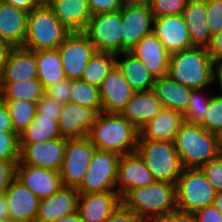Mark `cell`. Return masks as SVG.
<instances>
[{"label":"cell","mask_w":222,"mask_h":222,"mask_svg":"<svg viewBox=\"0 0 222 222\" xmlns=\"http://www.w3.org/2000/svg\"><path fill=\"white\" fill-rule=\"evenodd\" d=\"M140 131L119 113L100 112L88 137L97 150L125 155L137 150Z\"/></svg>","instance_id":"1"},{"label":"cell","mask_w":222,"mask_h":222,"mask_svg":"<svg viewBox=\"0 0 222 222\" xmlns=\"http://www.w3.org/2000/svg\"><path fill=\"white\" fill-rule=\"evenodd\" d=\"M121 203L141 221L157 222L176 209V184L154 181L127 191L121 197Z\"/></svg>","instance_id":"2"},{"label":"cell","mask_w":222,"mask_h":222,"mask_svg":"<svg viewBox=\"0 0 222 222\" xmlns=\"http://www.w3.org/2000/svg\"><path fill=\"white\" fill-rule=\"evenodd\" d=\"M183 168H200L221 153L218 134L199 123L183 121L174 139Z\"/></svg>","instance_id":"3"},{"label":"cell","mask_w":222,"mask_h":222,"mask_svg":"<svg viewBox=\"0 0 222 222\" xmlns=\"http://www.w3.org/2000/svg\"><path fill=\"white\" fill-rule=\"evenodd\" d=\"M213 61L206 47H192L170 55L168 76L192 89L212 84Z\"/></svg>","instance_id":"4"},{"label":"cell","mask_w":222,"mask_h":222,"mask_svg":"<svg viewBox=\"0 0 222 222\" xmlns=\"http://www.w3.org/2000/svg\"><path fill=\"white\" fill-rule=\"evenodd\" d=\"M70 33L49 6H38L28 14L22 47L31 51L56 49Z\"/></svg>","instance_id":"5"},{"label":"cell","mask_w":222,"mask_h":222,"mask_svg":"<svg viewBox=\"0 0 222 222\" xmlns=\"http://www.w3.org/2000/svg\"><path fill=\"white\" fill-rule=\"evenodd\" d=\"M136 151L155 181L176 184L184 168L174 142L138 139Z\"/></svg>","instance_id":"6"},{"label":"cell","mask_w":222,"mask_h":222,"mask_svg":"<svg viewBox=\"0 0 222 222\" xmlns=\"http://www.w3.org/2000/svg\"><path fill=\"white\" fill-rule=\"evenodd\" d=\"M216 191L200 168H184L176 182V209L194 213L214 203Z\"/></svg>","instance_id":"7"},{"label":"cell","mask_w":222,"mask_h":222,"mask_svg":"<svg viewBox=\"0 0 222 222\" xmlns=\"http://www.w3.org/2000/svg\"><path fill=\"white\" fill-rule=\"evenodd\" d=\"M119 160L120 155L115 152L95 149L82 182L76 189L78 193L117 191Z\"/></svg>","instance_id":"8"},{"label":"cell","mask_w":222,"mask_h":222,"mask_svg":"<svg viewBox=\"0 0 222 222\" xmlns=\"http://www.w3.org/2000/svg\"><path fill=\"white\" fill-rule=\"evenodd\" d=\"M95 149L88 136L67 139L65 156L59 170L64 187L77 189L80 186Z\"/></svg>","instance_id":"9"},{"label":"cell","mask_w":222,"mask_h":222,"mask_svg":"<svg viewBox=\"0 0 222 222\" xmlns=\"http://www.w3.org/2000/svg\"><path fill=\"white\" fill-rule=\"evenodd\" d=\"M121 9L92 15L84 33L96 51L122 53Z\"/></svg>","instance_id":"10"},{"label":"cell","mask_w":222,"mask_h":222,"mask_svg":"<svg viewBox=\"0 0 222 222\" xmlns=\"http://www.w3.org/2000/svg\"><path fill=\"white\" fill-rule=\"evenodd\" d=\"M65 77L81 79L90 57L96 51L84 32H71L58 47Z\"/></svg>","instance_id":"11"},{"label":"cell","mask_w":222,"mask_h":222,"mask_svg":"<svg viewBox=\"0 0 222 222\" xmlns=\"http://www.w3.org/2000/svg\"><path fill=\"white\" fill-rule=\"evenodd\" d=\"M122 53L130 51L153 32L154 15L148 4H124L121 8Z\"/></svg>","instance_id":"12"},{"label":"cell","mask_w":222,"mask_h":222,"mask_svg":"<svg viewBox=\"0 0 222 222\" xmlns=\"http://www.w3.org/2000/svg\"><path fill=\"white\" fill-rule=\"evenodd\" d=\"M67 139L60 137L42 143L19 144L20 162L25 165L58 171L61 168Z\"/></svg>","instance_id":"13"},{"label":"cell","mask_w":222,"mask_h":222,"mask_svg":"<svg viewBox=\"0 0 222 222\" xmlns=\"http://www.w3.org/2000/svg\"><path fill=\"white\" fill-rule=\"evenodd\" d=\"M153 33L170 55L194 47L182 14L154 17Z\"/></svg>","instance_id":"14"},{"label":"cell","mask_w":222,"mask_h":222,"mask_svg":"<svg viewBox=\"0 0 222 222\" xmlns=\"http://www.w3.org/2000/svg\"><path fill=\"white\" fill-rule=\"evenodd\" d=\"M102 108H89L68 102L61 107L58 118L60 134L64 138L88 136Z\"/></svg>","instance_id":"15"},{"label":"cell","mask_w":222,"mask_h":222,"mask_svg":"<svg viewBox=\"0 0 222 222\" xmlns=\"http://www.w3.org/2000/svg\"><path fill=\"white\" fill-rule=\"evenodd\" d=\"M40 200L56 193L63 185L58 171L22 164L16 165V177Z\"/></svg>","instance_id":"16"},{"label":"cell","mask_w":222,"mask_h":222,"mask_svg":"<svg viewBox=\"0 0 222 222\" xmlns=\"http://www.w3.org/2000/svg\"><path fill=\"white\" fill-rule=\"evenodd\" d=\"M101 108L104 113H121L126 103L131 99L134 90L127 83L116 65L99 87Z\"/></svg>","instance_id":"17"},{"label":"cell","mask_w":222,"mask_h":222,"mask_svg":"<svg viewBox=\"0 0 222 222\" xmlns=\"http://www.w3.org/2000/svg\"><path fill=\"white\" fill-rule=\"evenodd\" d=\"M150 170L137 151L120 155L117 174V193L122 197L127 191L153 183Z\"/></svg>","instance_id":"18"},{"label":"cell","mask_w":222,"mask_h":222,"mask_svg":"<svg viewBox=\"0 0 222 222\" xmlns=\"http://www.w3.org/2000/svg\"><path fill=\"white\" fill-rule=\"evenodd\" d=\"M10 222H35L40 199L16 178L4 193Z\"/></svg>","instance_id":"19"},{"label":"cell","mask_w":222,"mask_h":222,"mask_svg":"<svg viewBox=\"0 0 222 222\" xmlns=\"http://www.w3.org/2000/svg\"><path fill=\"white\" fill-rule=\"evenodd\" d=\"M120 203L117 191L79 194L77 212L83 222H105Z\"/></svg>","instance_id":"20"},{"label":"cell","mask_w":222,"mask_h":222,"mask_svg":"<svg viewBox=\"0 0 222 222\" xmlns=\"http://www.w3.org/2000/svg\"><path fill=\"white\" fill-rule=\"evenodd\" d=\"M130 52L149 69L155 78L168 75L170 54L153 32L144 36Z\"/></svg>","instance_id":"21"},{"label":"cell","mask_w":222,"mask_h":222,"mask_svg":"<svg viewBox=\"0 0 222 222\" xmlns=\"http://www.w3.org/2000/svg\"><path fill=\"white\" fill-rule=\"evenodd\" d=\"M79 193L75 188L62 186L56 193L39 201L35 222H53L77 212Z\"/></svg>","instance_id":"22"},{"label":"cell","mask_w":222,"mask_h":222,"mask_svg":"<svg viewBox=\"0 0 222 222\" xmlns=\"http://www.w3.org/2000/svg\"><path fill=\"white\" fill-rule=\"evenodd\" d=\"M163 106L153 89L134 91L126 103L121 115L132 123L138 130L154 118Z\"/></svg>","instance_id":"23"},{"label":"cell","mask_w":222,"mask_h":222,"mask_svg":"<svg viewBox=\"0 0 222 222\" xmlns=\"http://www.w3.org/2000/svg\"><path fill=\"white\" fill-rule=\"evenodd\" d=\"M37 78L36 51L14 47L0 74V83H13Z\"/></svg>","instance_id":"24"},{"label":"cell","mask_w":222,"mask_h":222,"mask_svg":"<svg viewBox=\"0 0 222 222\" xmlns=\"http://www.w3.org/2000/svg\"><path fill=\"white\" fill-rule=\"evenodd\" d=\"M49 7L70 32H84L92 17L88 0H51Z\"/></svg>","instance_id":"25"},{"label":"cell","mask_w":222,"mask_h":222,"mask_svg":"<svg viewBox=\"0 0 222 222\" xmlns=\"http://www.w3.org/2000/svg\"><path fill=\"white\" fill-rule=\"evenodd\" d=\"M28 14L0 0V38L13 47H22L26 38Z\"/></svg>","instance_id":"26"},{"label":"cell","mask_w":222,"mask_h":222,"mask_svg":"<svg viewBox=\"0 0 222 222\" xmlns=\"http://www.w3.org/2000/svg\"><path fill=\"white\" fill-rule=\"evenodd\" d=\"M183 121V114L179 111L163 107L154 118L139 130L138 139L174 142Z\"/></svg>","instance_id":"27"},{"label":"cell","mask_w":222,"mask_h":222,"mask_svg":"<svg viewBox=\"0 0 222 222\" xmlns=\"http://www.w3.org/2000/svg\"><path fill=\"white\" fill-rule=\"evenodd\" d=\"M182 15L189 31L192 45L207 47L212 35L207 25L206 0H188Z\"/></svg>","instance_id":"28"},{"label":"cell","mask_w":222,"mask_h":222,"mask_svg":"<svg viewBox=\"0 0 222 222\" xmlns=\"http://www.w3.org/2000/svg\"><path fill=\"white\" fill-rule=\"evenodd\" d=\"M121 56L123 60H119ZM115 65L134 91L153 89L156 78L130 51L116 54Z\"/></svg>","instance_id":"29"},{"label":"cell","mask_w":222,"mask_h":222,"mask_svg":"<svg viewBox=\"0 0 222 222\" xmlns=\"http://www.w3.org/2000/svg\"><path fill=\"white\" fill-rule=\"evenodd\" d=\"M153 90L163 107L183 114L188 107L193 89L180 84L167 75L155 79Z\"/></svg>","instance_id":"30"},{"label":"cell","mask_w":222,"mask_h":222,"mask_svg":"<svg viewBox=\"0 0 222 222\" xmlns=\"http://www.w3.org/2000/svg\"><path fill=\"white\" fill-rule=\"evenodd\" d=\"M36 63L37 79L44 89L66 78L58 48L36 51Z\"/></svg>","instance_id":"31"},{"label":"cell","mask_w":222,"mask_h":222,"mask_svg":"<svg viewBox=\"0 0 222 222\" xmlns=\"http://www.w3.org/2000/svg\"><path fill=\"white\" fill-rule=\"evenodd\" d=\"M60 137L58 121L36 113L28 127L19 134V144L42 143Z\"/></svg>","instance_id":"32"},{"label":"cell","mask_w":222,"mask_h":222,"mask_svg":"<svg viewBox=\"0 0 222 222\" xmlns=\"http://www.w3.org/2000/svg\"><path fill=\"white\" fill-rule=\"evenodd\" d=\"M45 94L43 85L37 78L0 83V98L2 100H27L37 102Z\"/></svg>","instance_id":"33"},{"label":"cell","mask_w":222,"mask_h":222,"mask_svg":"<svg viewBox=\"0 0 222 222\" xmlns=\"http://www.w3.org/2000/svg\"><path fill=\"white\" fill-rule=\"evenodd\" d=\"M115 60L116 54L114 53L95 51L90 57L81 79L99 88L104 78L115 65Z\"/></svg>","instance_id":"34"},{"label":"cell","mask_w":222,"mask_h":222,"mask_svg":"<svg viewBox=\"0 0 222 222\" xmlns=\"http://www.w3.org/2000/svg\"><path fill=\"white\" fill-rule=\"evenodd\" d=\"M5 101L14 131L19 135L34 119L37 113L36 102L27 100H3Z\"/></svg>","instance_id":"35"},{"label":"cell","mask_w":222,"mask_h":222,"mask_svg":"<svg viewBox=\"0 0 222 222\" xmlns=\"http://www.w3.org/2000/svg\"><path fill=\"white\" fill-rule=\"evenodd\" d=\"M69 94L71 103L89 108H101L99 88L82 79L71 80Z\"/></svg>","instance_id":"36"},{"label":"cell","mask_w":222,"mask_h":222,"mask_svg":"<svg viewBox=\"0 0 222 222\" xmlns=\"http://www.w3.org/2000/svg\"><path fill=\"white\" fill-rule=\"evenodd\" d=\"M202 90L203 89L192 90L188 107L183 113L184 121L200 123L204 119L212 96L205 95V93H202Z\"/></svg>","instance_id":"37"},{"label":"cell","mask_w":222,"mask_h":222,"mask_svg":"<svg viewBox=\"0 0 222 222\" xmlns=\"http://www.w3.org/2000/svg\"><path fill=\"white\" fill-rule=\"evenodd\" d=\"M207 131L219 134L222 130V95H213L205 113L199 123Z\"/></svg>","instance_id":"38"},{"label":"cell","mask_w":222,"mask_h":222,"mask_svg":"<svg viewBox=\"0 0 222 222\" xmlns=\"http://www.w3.org/2000/svg\"><path fill=\"white\" fill-rule=\"evenodd\" d=\"M0 160H20L19 135L15 131H0Z\"/></svg>","instance_id":"39"},{"label":"cell","mask_w":222,"mask_h":222,"mask_svg":"<svg viewBox=\"0 0 222 222\" xmlns=\"http://www.w3.org/2000/svg\"><path fill=\"white\" fill-rule=\"evenodd\" d=\"M188 0H150L149 8L154 17L179 15L183 13Z\"/></svg>","instance_id":"40"},{"label":"cell","mask_w":222,"mask_h":222,"mask_svg":"<svg viewBox=\"0 0 222 222\" xmlns=\"http://www.w3.org/2000/svg\"><path fill=\"white\" fill-rule=\"evenodd\" d=\"M216 193L222 192V153L200 167Z\"/></svg>","instance_id":"41"},{"label":"cell","mask_w":222,"mask_h":222,"mask_svg":"<svg viewBox=\"0 0 222 222\" xmlns=\"http://www.w3.org/2000/svg\"><path fill=\"white\" fill-rule=\"evenodd\" d=\"M207 25L211 35L222 30V0H206Z\"/></svg>","instance_id":"42"},{"label":"cell","mask_w":222,"mask_h":222,"mask_svg":"<svg viewBox=\"0 0 222 222\" xmlns=\"http://www.w3.org/2000/svg\"><path fill=\"white\" fill-rule=\"evenodd\" d=\"M71 89V79L65 78L57 82L56 84L50 85L45 89V94L57 101L61 105L69 102Z\"/></svg>","instance_id":"43"},{"label":"cell","mask_w":222,"mask_h":222,"mask_svg":"<svg viewBox=\"0 0 222 222\" xmlns=\"http://www.w3.org/2000/svg\"><path fill=\"white\" fill-rule=\"evenodd\" d=\"M37 114H43L44 116L54 117V120L58 121L62 105L53 100L48 95L44 94L37 102Z\"/></svg>","instance_id":"44"},{"label":"cell","mask_w":222,"mask_h":222,"mask_svg":"<svg viewBox=\"0 0 222 222\" xmlns=\"http://www.w3.org/2000/svg\"><path fill=\"white\" fill-rule=\"evenodd\" d=\"M19 161L0 160V195L4 194L16 177V165Z\"/></svg>","instance_id":"45"},{"label":"cell","mask_w":222,"mask_h":222,"mask_svg":"<svg viewBox=\"0 0 222 222\" xmlns=\"http://www.w3.org/2000/svg\"><path fill=\"white\" fill-rule=\"evenodd\" d=\"M89 9L92 15L113 12L120 10L124 0H88Z\"/></svg>","instance_id":"46"},{"label":"cell","mask_w":222,"mask_h":222,"mask_svg":"<svg viewBox=\"0 0 222 222\" xmlns=\"http://www.w3.org/2000/svg\"><path fill=\"white\" fill-rule=\"evenodd\" d=\"M105 222H141V220L132 210L120 203Z\"/></svg>","instance_id":"47"},{"label":"cell","mask_w":222,"mask_h":222,"mask_svg":"<svg viewBox=\"0 0 222 222\" xmlns=\"http://www.w3.org/2000/svg\"><path fill=\"white\" fill-rule=\"evenodd\" d=\"M197 222H222V213L212 204L194 212Z\"/></svg>","instance_id":"48"},{"label":"cell","mask_w":222,"mask_h":222,"mask_svg":"<svg viewBox=\"0 0 222 222\" xmlns=\"http://www.w3.org/2000/svg\"><path fill=\"white\" fill-rule=\"evenodd\" d=\"M157 222H197V219L192 212L175 209L161 217Z\"/></svg>","instance_id":"49"},{"label":"cell","mask_w":222,"mask_h":222,"mask_svg":"<svg viewBox=\"0 0 222 222\" xmlns=\"http://www.w3.org/2000/svg\"><path fill=\"white\" fill-rule=\"evenodd\" d=\"M206 48L212 61L222 60V30L211 36V41Z\"/></svg>","instance_id":"50"},{"label":"cell","mask_w":222,"mask_h":222,"mask_svg":"<svg viewBox=\"0 0 222 222\" xmlns=\"http://www.w3.org/2000/svg\"><path fill=\"white\" fill-rule=\"evenodd\" d=\"M0 131H14L5 101L0 98Z\"/></svg>","instance_id":"51"},{"label":"cell","mask_w":222,"mask_h":222,"mask_svg":"<svg viewBox=\"0 0 222 222\" xmlns=\"http://www.w3.org/2000/svg\"><path fill=\"white\" fill-rule=\"evenodd\" d=\"M14 47L7 41L0 38V74L8 60L9 54Z\"/></svg>","instance_id":"52"},{"label":"cell","mask_w":222,"mask_h":222,"mask_svg":"<svg viewBox=\"0 0 222 222\" xmlns=\"http://www.w3.org/2000/svg\"><path fill=\"white\" fill-rule=\"evenodd\" d=\"M16 8L22 9L26 12H30L34 8H37L35 0H2Z\"/></svg>","instance_id":"53"},{"label":"cell","mask_w":222,"mask_h":222,"mask_svg":"<svg viewBox=\"0 0 222 222\" xmlns=\"http://www.w3.org/2000/svg\"><path fill=\"white\" fill-rule=\"evenodd\" d=\"M217 82L219 86L220 95H222V60L213 61L212 68V83Z\"/></svg>","instance_id":"54"},{"label":"cell","mask_w":222,"mask_h":222,"mask_svg":"<svg viewBox=\"0 0 222 222\" xmlns=\"http://www.w3.org/2000/svg\"><path fill=\"white\" fill-rule=\"evenodd\" d=\"M1 221H10L9 209L4 194L0 195V222Z\"/></svg>","instance_id":"55"},{"label":"cell","mask_w":222,"mask_h":222,"mask_svg":"<svg viewBox=\"0 0 222 222\" xmlns=\"http://www.w3.org/2000/svg\"><path fill=\"white\" fill-rule=\"evenodd\" d=\"M53 222H83L78 212L60 217Z\"/></svg>","instance_id":"56"},{"label":"cell","mask_w":222,"mask_h":222,"mask_svg":"<svg viewBox=\"0 0 222 222\" xmlns=\"http://www.w3.org/2000/svg\"><path fill=\"white\" fill-rule=\"evenodd\" d=\"M213 205L222 213V192L216 193Z\"/></svg>","instance_id":"57"},{"label":"cell","mask_w":222,"mask_h":222,"mask_svg":"<svg viewBox=\"0 0 222 222\" xmlns=\"http://www.w3.org/2000/svg\"><path fill=\"white\" fill-rule=\"evenodd\" d=\"M150 0H124L126 4H149Z\"/></svg>","instance_id":"58"},{"label":"cell","mask_w":222,"mask_h":222,"mask_svg":"<svg viewBox=\"0 0 222 222\" xmlns=\"http://www.w3.org/2000/svg\"><path fill=\"white\" fill-rule=\"evenodd\" d=\"M35 2L38 6H49L51 0H35Z\"/></svg>","instance_id":"59"},{"label":"cell","mask_w":222,"mask_h":222,"mask_svg":"<svg viewBox=\"0 0 222 222\" xmlns=\"http://www.w3.org/2000/svg\"><path fill=\"white\" fill-rule=\"evenodd\" d=\"M218 140H219L220 148H222V130H221V132L218 134Z\"/></svg>","instance_id":"60"}]
</instances>
